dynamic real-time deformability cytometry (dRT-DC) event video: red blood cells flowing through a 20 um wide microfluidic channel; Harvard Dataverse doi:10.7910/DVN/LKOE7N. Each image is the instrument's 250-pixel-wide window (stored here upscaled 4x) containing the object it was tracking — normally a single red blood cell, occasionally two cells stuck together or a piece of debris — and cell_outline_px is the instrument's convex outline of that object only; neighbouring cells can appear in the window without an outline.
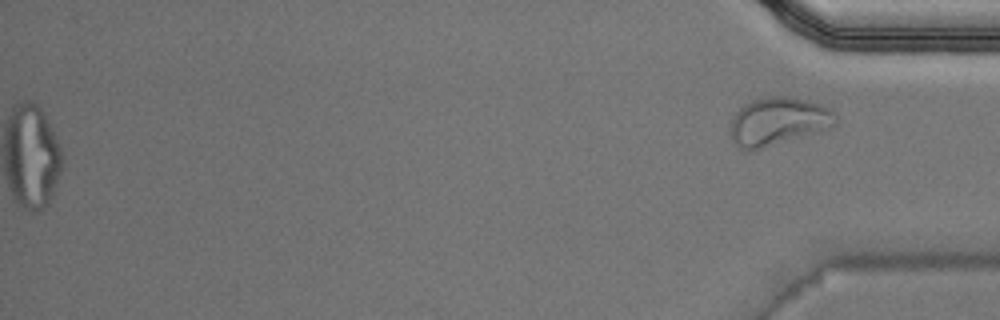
{"species": "Egyptian fruit bat (a non-hibernating species)", "species_latin": "Rousettus aegyptiacus", "temperature_condition": "warm", "stored_images_in_passage": 50, "camera_frame_rate_fps": 3000, "um_per_image_px": 0.085, "animal": {"sex": "male"}, "frame": {"image": 1, "passage_image": 50, "time_ms": 16.333, "image_size_px": [1000, 320], "cell_outline_px": [[836, 124], [816, 132], [752, 152], [740, 148], [732, 140], [728, 132], [728, 128], [732, 116], [744, 104], [752, 100], [768, 96], [792, 96], [808, 100], [820, 104], [828, 108], [832, 112], [836, 120]], "centroid_in_image_um": [66.05, 10.32], "position_along_channel_um": 369.1, "area_um2": 29.65}, "authors_computed_cell_mechanics": {"area_um2": 21.9351, "velocity_mm_per_s": 4.0485, "shape_relaxation_time_tau1_ms": null, "shape_relaxation_time_tau2_ms": 1.4845, "deformation_change_tau1": null, "deformation_change_tau2": 0.1109}}